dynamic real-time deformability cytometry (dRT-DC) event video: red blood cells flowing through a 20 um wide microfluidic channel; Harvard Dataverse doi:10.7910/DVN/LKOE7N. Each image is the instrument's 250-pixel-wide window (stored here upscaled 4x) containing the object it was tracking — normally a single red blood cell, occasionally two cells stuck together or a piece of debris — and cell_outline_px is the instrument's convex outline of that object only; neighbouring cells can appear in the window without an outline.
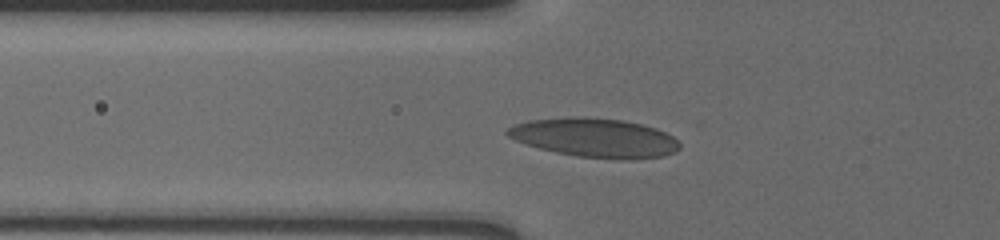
{"species": "human", "species_latin": "Homo sapiens", "temperature_condition": "cold", "stored_images_in_passage": 7, "camera_frame_rate_fps": 3000, "um_per_image_px": 0.085, "donor": {"sex": "male"}, "frame": {"image": 1, "passage_image": 2, "time_ms": 0.333, "image_size_px": [1000, 240], "cell_outline_px": [[680, 148], [676, 152], [664, 156], [628, 160], [620, 160], [576, 156], [556, 152], [540, 148], [516, 140], [508, 136], [504, 132], [508, 128], [516, 124], [528, 120], [568, 116], [580, 116], [620, 120], [640, 124], [656, 128], [672, 136], [680, 144]], "centroid_in_image_um": [50.57, 11.71], "position_along_channel_um": 75.2, "area_um2": 39.25}}
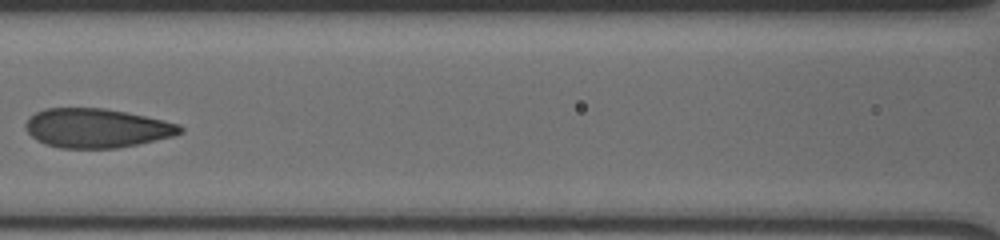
{"frame": {"image": 2, "passage_image": 5, "time_ms": 1.333, "image_size_px": [1000, 240], "cell_outline_px": [[184, 132], [176, 136], [116, 148], [60, 148], [44, 144], [36, 140], [24, 128], [24, 124], [36, 112], [48, 108], [104, 108], [164, 120], [180, 124], [184, 128]], "centroid_in_image_um": [8.24, 10.9], "position_along_channel_um": 158.4, "area_um2": 35.26}}
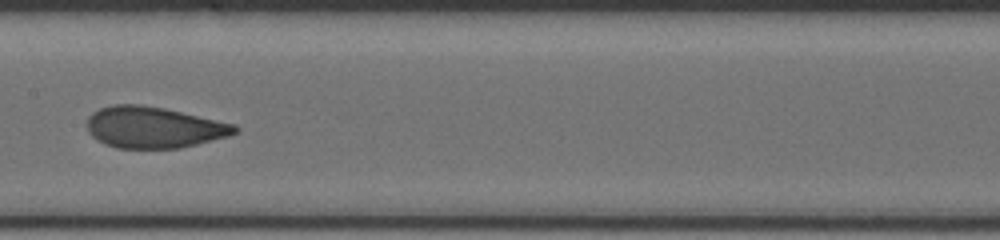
{"frame": {"image": 3, "passage_image": 6, "time_ms": 1.667, "image_size_px": [1000, 240], "cell_outline_px": [[240, 128], [236, 132], [228, 136], [180, 148], [116, 148], [104, 144], [96, 140], [88, 132], [88, 116], [92, 112], [100, 108], [112, 104], [140, 104], [164, 108], [236, 124]], "centroid_in_image_um": [13.05, 10.82], "position_along_channel_um": 194.4, "area_um2": 35.66}}